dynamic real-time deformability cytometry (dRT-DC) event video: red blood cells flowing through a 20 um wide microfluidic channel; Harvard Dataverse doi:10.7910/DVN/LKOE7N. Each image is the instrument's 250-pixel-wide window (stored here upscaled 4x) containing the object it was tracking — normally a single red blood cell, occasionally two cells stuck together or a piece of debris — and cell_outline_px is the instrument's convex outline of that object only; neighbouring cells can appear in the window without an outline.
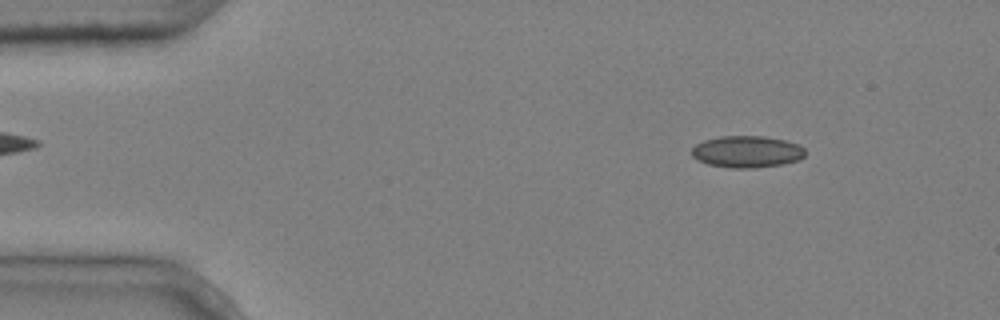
{"species": "common noctule bat (a hibernating species)", "species_latin": "Nyctalus noctula", "temperature_condition": "cold", "stored_images_in_passage": 4, "segment_of_instrument_passage": [1, 2], "camera_frame_rate_fps": 3000, "um_per_image_px": 0.085, "animal": {"sex": "male", "body_mass_g": 20.4}, "frame": {"image": 1, "passage_image": 1, "time_ms": 0.0, "image_size_px": [1000, 320], "cell_outline_px": [[804, 156], [800, 160], [780, 164], [752, 168], [732, 168], [708, 164], [692, 156], [692, 148], [696, 144], [704, 140], [720, 136], [764, 136], [784, 140], [800, 144], [804, 148]], "centroid_in_image_um": [63.5, 12.88], "position_along_channel_um": 21.5, "area_um2": 20.92}}